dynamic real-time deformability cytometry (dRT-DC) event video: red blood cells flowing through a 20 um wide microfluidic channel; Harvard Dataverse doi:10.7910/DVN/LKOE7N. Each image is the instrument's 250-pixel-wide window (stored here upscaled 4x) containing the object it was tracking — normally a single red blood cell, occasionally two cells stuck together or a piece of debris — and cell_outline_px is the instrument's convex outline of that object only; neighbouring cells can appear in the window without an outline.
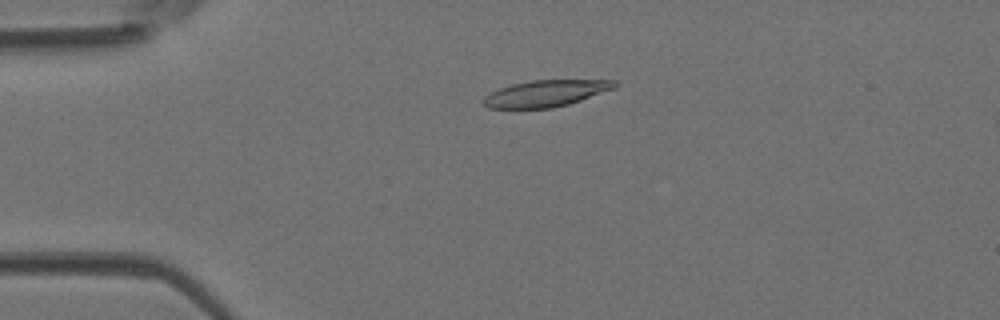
{"species": "Egyptian fruit bat (a non-hibernating species)", "species_latin": "Rousettus aegyptiacus", "temperature_condition": "room temperature", "stored_images_in_passage": 41, "camera_frame_rate_fps": 3000, "um_per_image_px": 0.085, "animal": {"sex": "female"}, "frame": {"image": 1, "passage_image": 6, "time_ms": 1.667, "image_size_px": [1000, 320], "cell_outline_px": [[620, 84], [616, 88], [568, 104], [552, 108], [488, 108], [480, 104], [480, 100], [484, 96], [500, 88], [512, 84], [528, 80], [616, 80]], "centroid_in_image_um": [46.37, 7.94], "position_along_channel_um": 38.6, "area_um2": 20.46}}
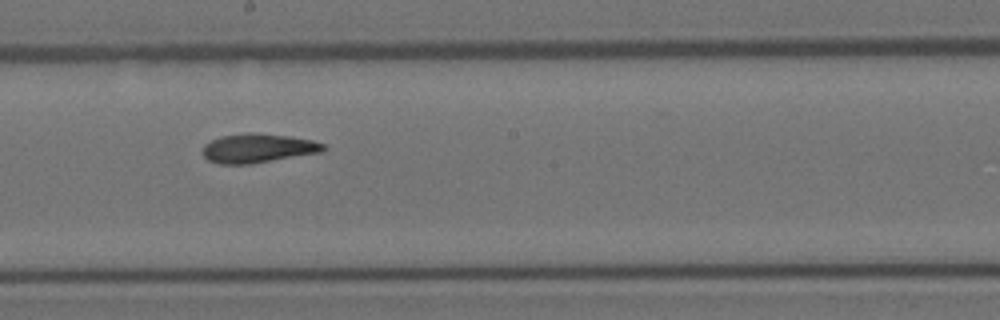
{"frame": {"image": 2, "passage_image": 21, "time_ms": 6.667, "image_size_px": [1000, 320], "cell_outline_px": [[328, 148], [324, 152], [252, 164], [220, 164], [208, 160], [200, 152], [204, 144], [220, 136], [248, 132], [252, 132], [288, 136], [312, 140], [324, 144]], "centroid_in_image_um": [21.93, 12.6], "position_along_channel_um": 226.3, "area_um2": 20.81}}
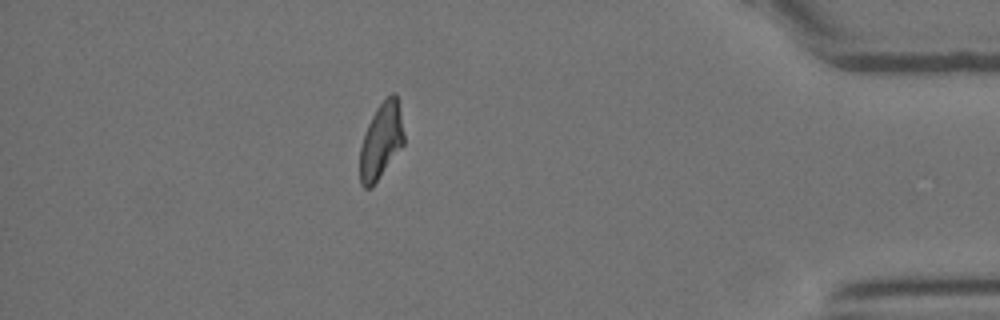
{"frame": {"image": 3, "passage_image": 36, "time_ms": 11.667, "image_size_px": [1000, 320], "cell_outline_px": [[404, 144], [372, 188], [364, 188], [360, 184], [360, 148], [368, 124], [376, 108], [392, 92], [396, 92], [400, 112], [404, 136]], "centroid_in_image_um": [32.39, 12.0], "position_along_channel_um": 402.8, "area_um2": 19.31}}